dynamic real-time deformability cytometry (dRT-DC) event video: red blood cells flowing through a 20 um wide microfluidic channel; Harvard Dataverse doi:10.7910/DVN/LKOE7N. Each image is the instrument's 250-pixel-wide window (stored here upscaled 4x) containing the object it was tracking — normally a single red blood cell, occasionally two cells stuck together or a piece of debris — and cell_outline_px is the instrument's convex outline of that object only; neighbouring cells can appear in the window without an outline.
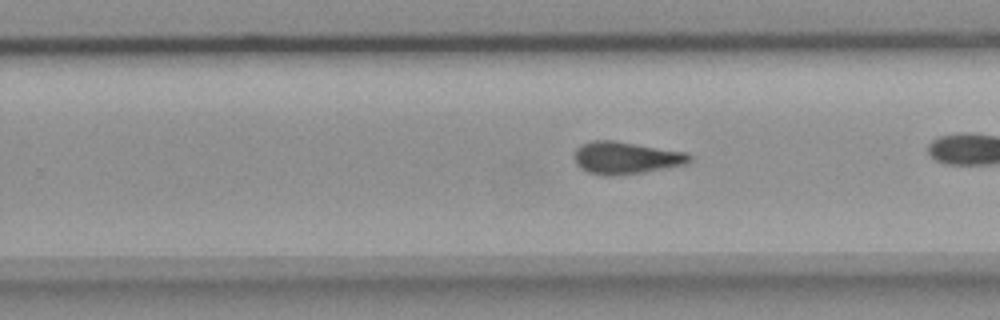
{"species": "common noctule bat (a hibernating species)", "species_latin": "Nyctalus noctula", "temperature_condition": "room temperature", "stored_images_in_passage": 29, "camera_frame_rate_fps": 3000, "um_per_image_px": 0.085, "animal": {"sex": "female", "body_mass_g": 18.4}, "frame": {"image": 1, "passage_image": 21, "time_ms": 6.667, "image_size_px": [1000, 320], "cell_outline_px": [[692, 160], [684, 164], [640, 172], [604, 176], [588, 172], [580, 168], [576, 164], [576, 148], [592, 140], [612, 140], [684, 152], [692, 156]], "centroid_in_image_um": [53.17, 13.41], "position_along_channel_um": 276.6, "area_um2": 21.04}}